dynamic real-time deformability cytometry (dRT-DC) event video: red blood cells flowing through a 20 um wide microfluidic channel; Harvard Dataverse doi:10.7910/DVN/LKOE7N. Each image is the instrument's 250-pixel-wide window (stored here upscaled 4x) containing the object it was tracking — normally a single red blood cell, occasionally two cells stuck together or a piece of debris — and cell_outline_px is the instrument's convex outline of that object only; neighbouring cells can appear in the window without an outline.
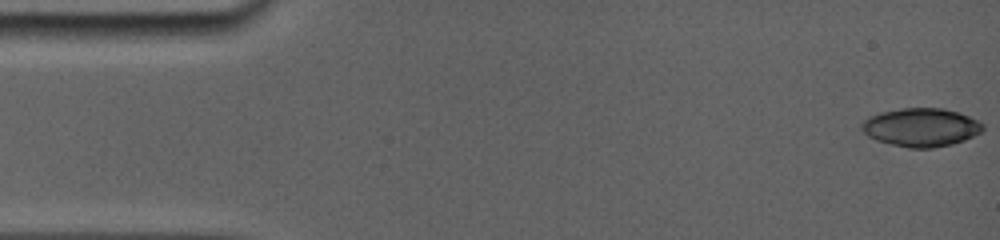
{"species": "common noctule bat (a hibernating species)", "species_latin": "Nyctalus noctula", "temperature_condition": "room temperature", "stored_images_in_passage": 22, "camera_frame_rate_fps": 5000, "um_per_image_px": 0.085, "animal": {"sex": "female", "body_mass_g": 19.0, "forearm_length_mm": 56.7}, "frame": {"image": 1, "passage_image": 1, "time_ms": 0.0, "image_size_px": [1000, 240], "cell_outline_px": [[984, 128], [980, 132], [964, 140], [952, 144], [932, 148], [908, 148], [876, 140], [868, 136], [864, 132], [860, 124], [868, 116], [880, 112], [900, 108], [944, 108], [960, 112], [984, 124]], "centroid_in_image_um": [78.27, 10.81], "position_along_channel_um": 6.7, "area_um2": 27.17}}
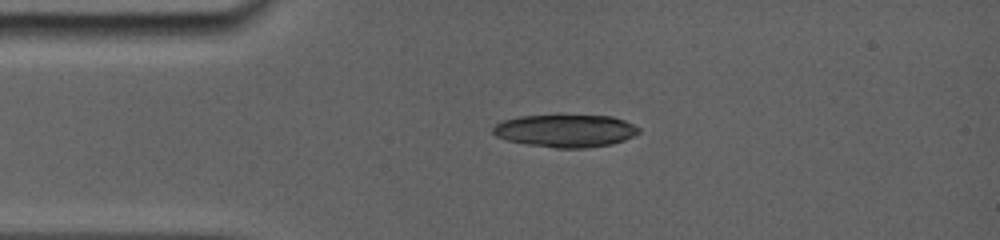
{"frame": {"image": 2, "passage_image": 19, "time_ms": 3.4, "image_size_px": [1000, 240], "cell_outline_px": [[640, 132], [624, 140], [612, 144], [588, 148], [556, 148], [524, 144], [504, 140], [496, 136], [492, 132], [492, 128], [500, 120], [520, 116], [560, 112], [612, 116], [624, 120], [640, 128]], "centroid_in_image_um": [48.02, 11.06], "position_along_channel_um": 37.0, "area_um2": 29.13}}